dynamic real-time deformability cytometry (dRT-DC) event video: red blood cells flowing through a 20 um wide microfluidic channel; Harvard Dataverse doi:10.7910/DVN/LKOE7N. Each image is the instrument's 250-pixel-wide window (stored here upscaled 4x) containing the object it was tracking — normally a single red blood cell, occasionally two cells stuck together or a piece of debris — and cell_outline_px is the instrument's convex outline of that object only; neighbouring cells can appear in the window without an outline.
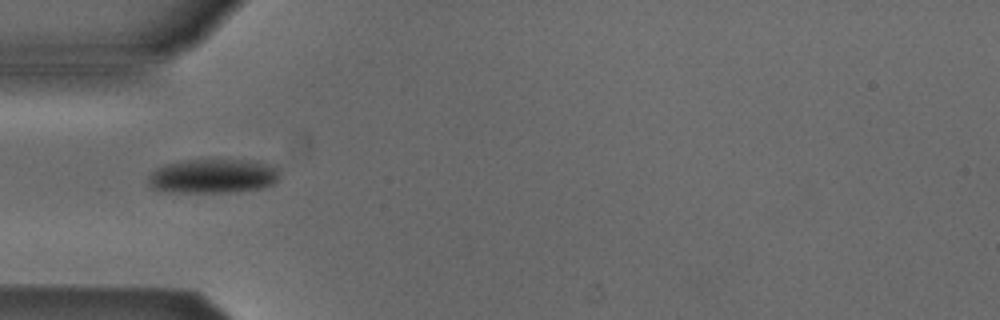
{"species": "Egyptian fruit bat (a non-hibernating species)", "species_latin": "Rousettus aegyptiacus", "temperature_condition": "cold", "stored_images_in_passage": 37, "camera_frame_rate_fps": 3000, "um_per_image_px": 0.085, "animal": {"sex": "male"}, "frame": {"image": 1, "passage_image": 1, "time_ms": 0.0, "image_size_px": [1000, 320], "cell_outline_px": [[280, 180], [276, 184], [264, 188], [224, 192], [180, 192], [152, 188], [148, 184], [148, 176], [156, 168], [164, 164], [184, 160], [256, 160], [268, 164], [276, 168], [280, 172]], "centroid_in_image_um": [18.16, 14.96], "position_along_channel_um": 66.8, "area_um2": 26.41}}
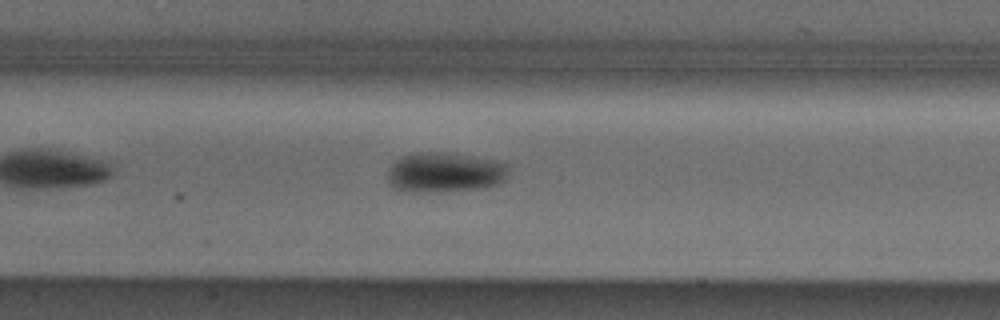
{"frame": {"image": 2, "passage_image": 9, "time_ms": 2.667, "image_size_px": [1000, 320], "cell_outline_px": [[508, 168], [504, 180], [496, 184], [480, 188], [440, 192], [408, 192], [392, 188], [388, 180], [388, 172], [392, 164], [396, 160], [404, 156], [416, 152], [444, 152], [472, 156], [492, 160], [508, 164]], "centroid_in_image_um": [37.76, 14.66], "position_along_channel_um": 169.6, "area_um2": 28.15}}
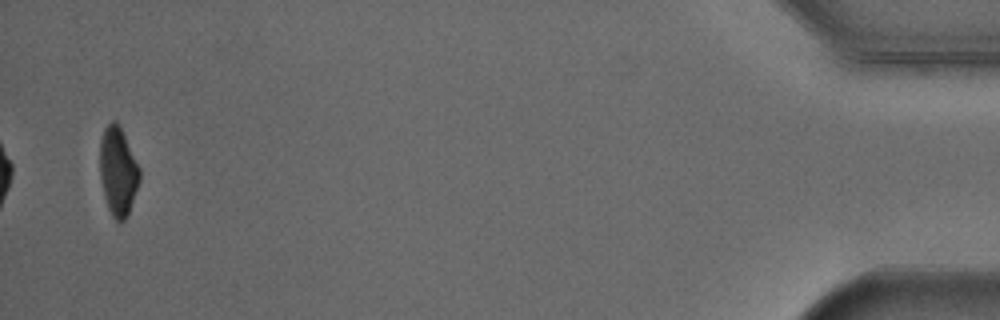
{"frame": {"image": 3, "passage_image": 36, "time_ms": 11.667, "image_size_px": [1000, 320], "cell_outline_px": [[140, 180], [128, 216], [124, 220], [116, 220], [112, 216], [108, 208], [104, 196], [100, 176], [100, 140], [104, 128], [112, 120], [116, 120], [120, 124], [140, 168]], "centroid_in_image_um": [10.04, 14.53], "position_along_channel_um": 425.2, "area_um2": 20.69}, "authors_computed_cell_mechanics": {"area_um2": 25.2008, "velocity_mm_per_s": 3.862, "shape_relaxation_time_tau1_ms": 3.1814, "shape_relaxation_time_tau2_ms": null, "deformation_change_tau1": 0.1105, "deformation_change_tau2": null}}